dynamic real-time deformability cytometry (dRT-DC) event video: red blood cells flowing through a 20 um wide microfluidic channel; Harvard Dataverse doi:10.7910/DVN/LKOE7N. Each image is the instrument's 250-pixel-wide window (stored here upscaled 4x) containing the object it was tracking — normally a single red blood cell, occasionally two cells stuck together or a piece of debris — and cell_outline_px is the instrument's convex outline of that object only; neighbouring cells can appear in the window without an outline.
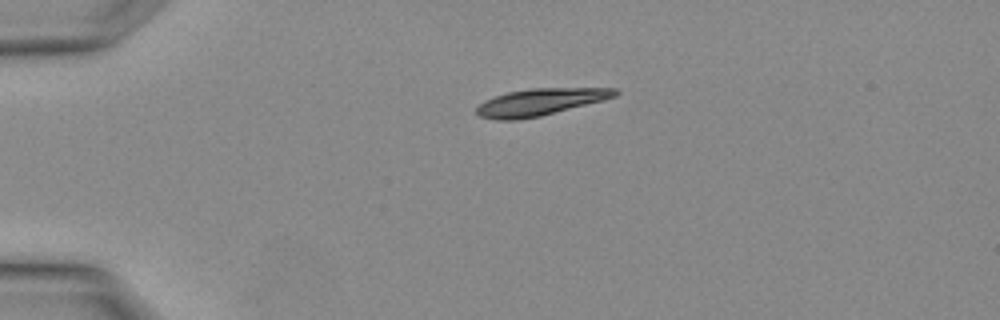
{"species": "Egyptian fruit bat (a non-hibernating species)", "species_latin": "Rousettus aegyptiacus", "temperature_condition": "warm", "stored_images_in_passage": 1, "camera_frame_rate_fps": 3000, "um_per_image_px": 0.085, "animal": {"sex": "female"}, "frame": {"image": 1, "passage_image": 1, "time_ms": 0.0, "image_size_px": [1000, 320], "cell_outline_px": [[620, 92], [616, 96], [604, 100], [540, 116], [516, 120], [496, 120], [480, 116], [476, 112], [476, 108], [484, 100], [508, 92], [532, 88], [616, 88]], "centroid_in_image_um": [45.93, 8.67], "position_along_channel_um": 39.1, "area_um2": 21.62}}